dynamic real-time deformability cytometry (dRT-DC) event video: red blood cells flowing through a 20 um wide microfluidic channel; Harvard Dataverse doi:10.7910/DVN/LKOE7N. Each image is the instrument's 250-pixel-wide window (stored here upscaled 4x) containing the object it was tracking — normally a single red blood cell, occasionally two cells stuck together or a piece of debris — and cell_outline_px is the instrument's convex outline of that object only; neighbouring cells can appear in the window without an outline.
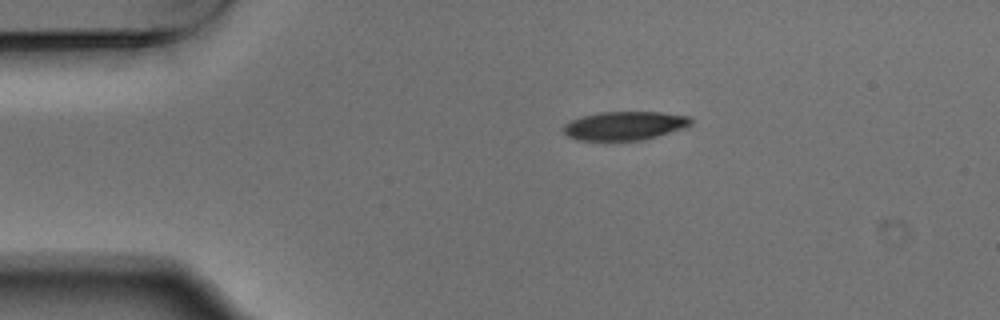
{"species": "Egyptian fruit bat (a non-hibernating species)", "species_latin": "Rousettus aegyptiacus", "temperature_condition": "warm", "stored_images_in_passage": 2, "camera_frame_rate_fps": 3000, "um_per_image_px": 0.085, "animal": {"sex": "male"}, "frame": {"image": 1, "passage_image": 1, "time_ms": 0.0, "image_size_px": [1000, 320], "cell_outline_px": [[692, 124], [684, 128], [656, 136], [640, 140], [576, 140], [568, 136], [560, 128], [564, 124], [580, 116], [600, 112], [660, 112], [688, 116], [692, 120]], "centroid_in_image_um": [53.05, 10.68], "position_along_channel_um": 31.9, "area_um2": 21.27}}